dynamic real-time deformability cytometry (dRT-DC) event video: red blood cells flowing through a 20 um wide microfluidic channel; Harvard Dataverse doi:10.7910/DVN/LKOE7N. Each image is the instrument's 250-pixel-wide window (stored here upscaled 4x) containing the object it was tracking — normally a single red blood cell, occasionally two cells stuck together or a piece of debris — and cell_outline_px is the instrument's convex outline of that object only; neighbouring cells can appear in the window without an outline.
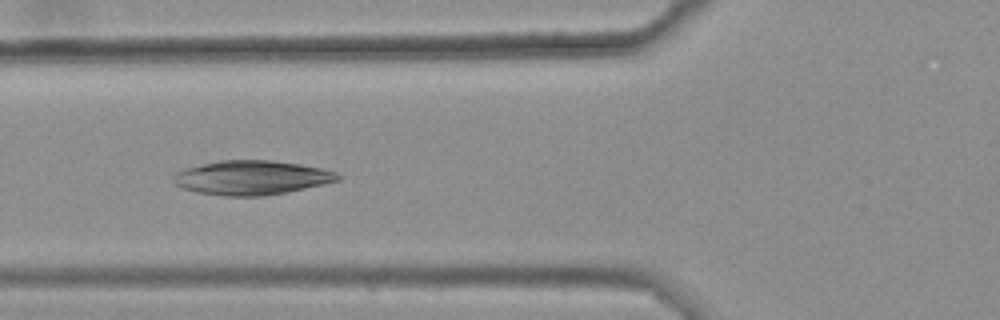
{"species": "common noctule bat (a hibernating species)", "species_latin": "Nyctalus noctula", "temperature_condition": "warm", "stored_images_in_passage": 47, "camera_frame_rate_fps": 3000, "um_per_image_px": 0.085, "animal": {"sex": "female", "body_mass_g": 25.1}, "frame": {"image": 1, "passage_image": 21, "time_ms": 6.667, "image_size_px": [1000, 320], "cell_outline_px": [[340, 180], [324, 184], [284, 192], [260, 196], [228, 196], [196, 192], [180, 188], [172, 184], [172, 176], [176, 172], [184, 168], [220, 160], [272, 160], [300, 164], [320, 168], [336, 172], [340, 176]], "centroid_in_image_um": [21.32, 15.09], "position_along_channel_um": 104.5, "area_um2": 32.83}}
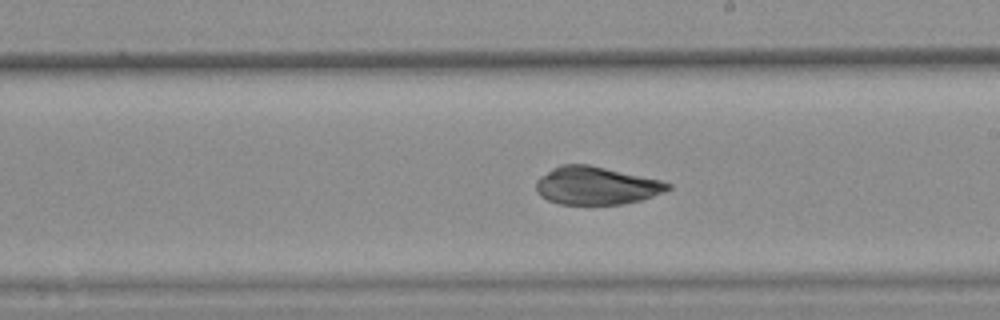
{"frame": {"image": 2, "passage_image": 32, "time_ms": 10.333, "image_size_px": [1000, 320], "cell_outline_px": [[672, 188], [664, 192], [640, 200], [624, 204], [560, 204], [548, 200], [540, 196], [536, 192], [536, 180], [540, 176], [552, 168], [560, 164], [588, 164], [660, 180], [672, 184]], "centroid_in_image_um": [50.65, 15.78], "position_along_channel_um": 238.3, "area_um2": 29.13}}
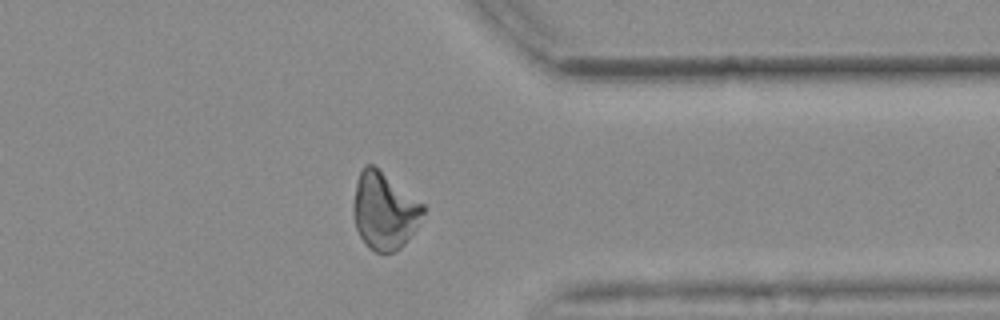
{"frame": {"image": 3, "passage_image": 44, "time_ms": 14.333, "image_size_px": [1000, 320], "cell_outline_px": [[424, 212], [416, 228], [404, 244], [396, 252], [376, 252], [368, 248], [364, 244], [356, 228], [352, 212], [352, 204], [356, 180], [364, 164], [372, 164], [424, 204]], "centroid_in_image_um": [32.63, 17.93], "position_along_channel_um": 378.8, "area_um2": 31.39}}